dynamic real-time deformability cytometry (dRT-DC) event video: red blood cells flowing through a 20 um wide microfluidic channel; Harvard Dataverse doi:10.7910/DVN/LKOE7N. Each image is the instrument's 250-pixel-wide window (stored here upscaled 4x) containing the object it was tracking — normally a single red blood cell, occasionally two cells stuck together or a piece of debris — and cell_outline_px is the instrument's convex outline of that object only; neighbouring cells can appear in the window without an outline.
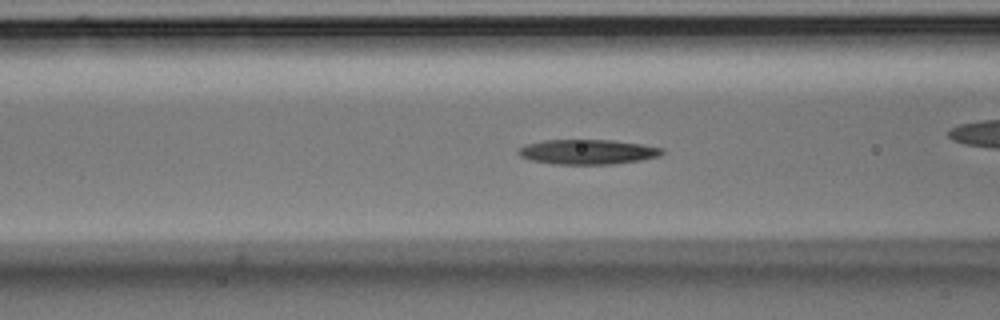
{"species": "Egyptian fruit bat (a non-hibernating species)", "species_latin": "Rousettus aegyptiacus", "temperature_condition": "room temperature", "stored_images_in_passage": 48, "camera_frame_rate_fps": 3000, "um_per_image_px": 0.085, "animal": {"sex": "male"}, "frame": {"image": 1, "passage_image": 14, "time_ms": 4.333, "image_size_px": [1000, 320], "cell_outline_px": [[664, 152], [660, 156], [640, 160], [612, 164], [552, 164], [532, 160], [520, 156], [516, 152], [524, 144], [544, 140], [612, 140], [640, 144], [664, 148]], "centroid_in_image_um": [49.93, 12.91], "position_along_channel_um": 116.7, "area_um2": 20.81}}
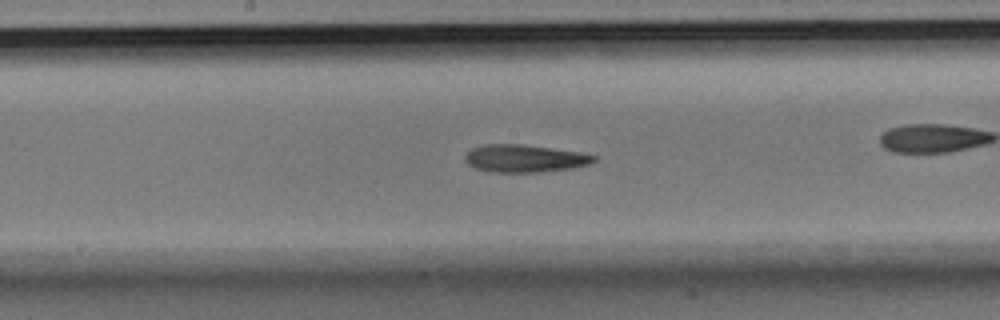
{"frame": {"image": 2, "passage_image": 21, "time_ms": 6.667, "image_size_px": [1000, 320], "cell_outline_px": [[596, 160], [588, 164], [572, 168], [540, 172], [492, 172], [476, 168], [468, 164], [464, 160], [464, 156], [472, 148], [484, 144], [524, 144], [580, 152], [596, 156]], "centroid_in_image_um": [44.57, 13.46], "position_along_channel_um": 203.6, "area_um2": 20.69}, "authors_computed_cell_mechanics": {"area_um2": 20.6924, "velocity_mm_per_s": 3.7205, "shape_relaxation_time_tau1_ms": 4.0809, "shape_relaxation_time_tau2_ms": null, "deformation_change_tau1": 0.197, "deformation_change_tau2": null}}